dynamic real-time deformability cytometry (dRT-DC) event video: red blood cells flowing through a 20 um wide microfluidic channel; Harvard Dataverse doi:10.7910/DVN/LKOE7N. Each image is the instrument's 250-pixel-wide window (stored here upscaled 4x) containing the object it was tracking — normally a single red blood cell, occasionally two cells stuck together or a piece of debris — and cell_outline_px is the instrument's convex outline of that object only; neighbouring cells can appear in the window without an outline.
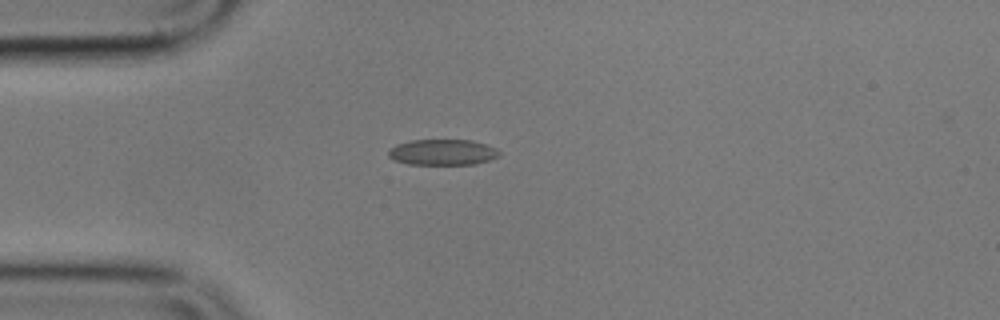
{"species": "common noctule bat (a hibernating species)", "species_latin": "Nyctalus noctula", "temperature_condition": "cold", "stored_images_in_passage": 39, "camera_frame_rate_fps": 3000, "um_per_image_px": 0.085, "animal": {"sex": "male", "body_mass_g": 17.9}, "frame": {"image": 1, "passage_image": 1, "time_ms": 0.0, "image_size_px": [1000, 320], "cell_outline_px": [[500, 156], [476, 164], [408, 164], [392, 160], [388, 156], [388, 148], [396, 144], [412, 140], [472, 140], [496, 148], [500, 152]], "centroid_in_image_um": [37.58, 12.94], "position_along_channel_um": 47.4, "area_um2": 16.76}}
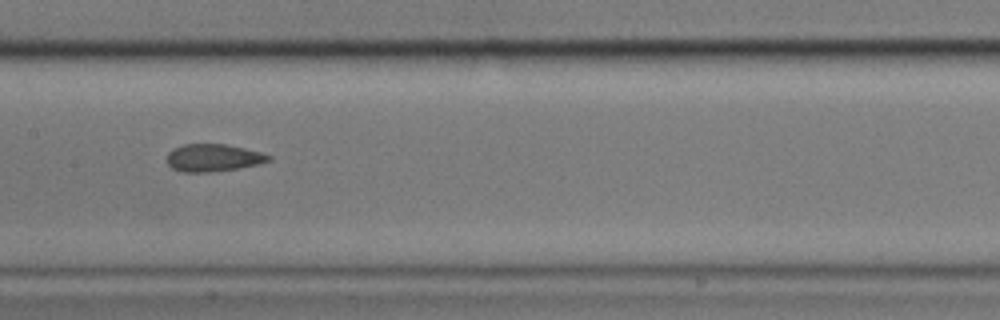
{"frame": {"image": 2, "passage_image": 14, "time_ms": 4.333, "image_size_px": [1000, 320], "cell_outline_px": [[272, 160], [260, 164], [236, 168], [208, 172], [180, 172], [172, 168], [168, 164], [168, 152], [172, 148], [184, 144], [224, 144], [244, 148], [260, 152], [272, 156]], "centroid_in_image_um": [18.12, 13.41], "position_along_channel_um": 189.3, "area_um2": 16.24}}
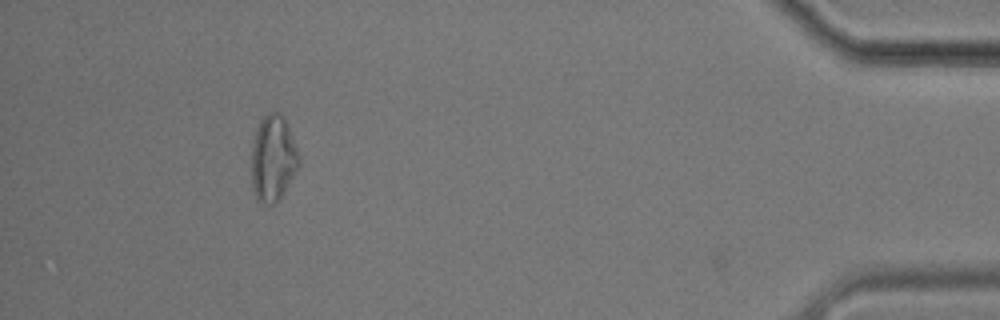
{"frame": {"image": 3, "passage_image": 38, "time_ms": 12.333, "image_size_px": [1000, 320], "cell_outline_px": [[300, 164], [280, 200], [272, 204], [260, 204], [256, 200], [252, 188], [252, 144], [256, 128], [260, 120], [268, 112], [280, 112], [284, 116], [300, 156]], "centroid_in_image_um": [23.21, 13.48], "position_along_channel_um": 412.0, "area_um2": 24.16}, "authors_computed_cell_mechanics": {"area_um2": 16.5886, "velocity_mm_per_s": 3.5514, "shape_relaxation_time_tau1_ms": null, "shape_relaxation_time_tau2_ms": 1.9697, "deformation_change_tau1": null, "deformation_change_tau2": 0.0907}}